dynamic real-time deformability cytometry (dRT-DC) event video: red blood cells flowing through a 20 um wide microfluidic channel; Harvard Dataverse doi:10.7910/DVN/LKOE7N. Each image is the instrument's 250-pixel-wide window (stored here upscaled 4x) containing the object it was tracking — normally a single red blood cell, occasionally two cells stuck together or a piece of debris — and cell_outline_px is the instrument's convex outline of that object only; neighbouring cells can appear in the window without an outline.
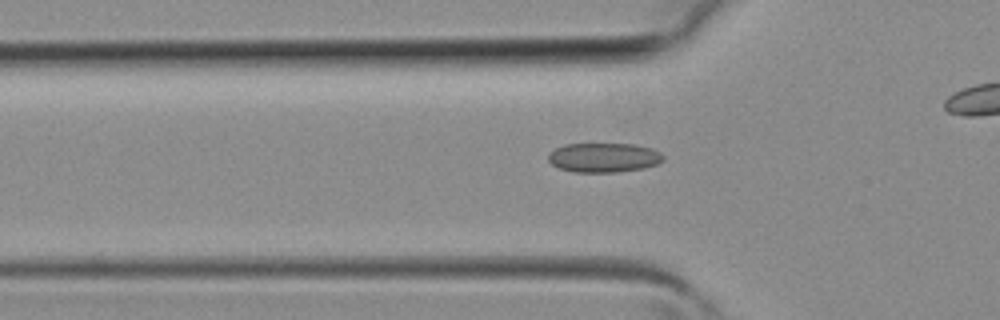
{"species": "common noctule bat (a hibernating species)", "species_latin": "Nyctalus noctula", "temperature_condition": "room temperature", "stored_images_in_passage": 21, "camera_frame_rate_fps": 3000, "um_per_image_px": 0.085, "animal": {"sex": "female", "body_mass_g": 19.3, "forearm_length_mm": 54.1}, "frame": {"image": 1, "passage_image": 2, "time_ms": 0.333, "image_size_px": [1000, 320], "cell_outline_px": [[664, 160], [656, 164], [644, 168], [616, 172], [572, 172], [560, 168], [552, 164], [548, 160], [548, 152], [564, 144], [636, 144], [652, 148], [660, 152], [664, 156]], "centroid_in_image_um": [51.32, 13.39], "position_along_channel_um": 74.5, "area_um2": 19.83}}
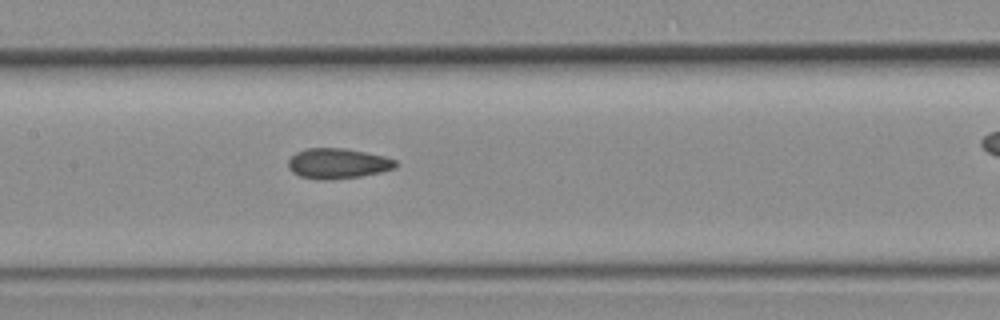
{"frame": {"image": 2, "passage_image": 8, "time_ms": 2.333, "image_size_px": [1000, 320], "cell_outline_px": [[396, 168], [380, 172], [360, 176], [332, 180], [320, 180], [300, 176], [292, 172], [288, 168], [288, 160], [296, 152], [308, 148], [344, 148], [384, 156], [396, 160]], "centroid_in_image_um": [28.69, 13.9], "position_along_channel_um": 178.7, "area_um2": 18.96}}
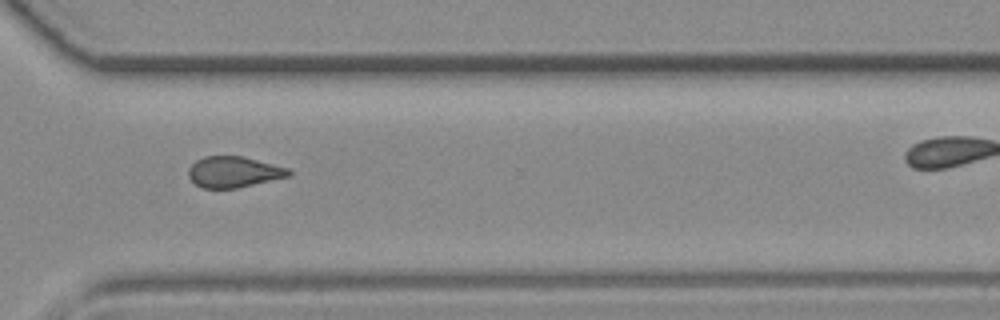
{"frame": {"image": 3, "passage_image": 18, "time_ms": 5.667, "image_size_px": [1000, 320], "cell_outline_px": [[292, 172], [288, 176], [236, 188], [204, 188], [196, 184], [188, 176], [188, 168], [196, 160], [204, 156], [244, 156], [288, 168]], "centroid_in_image_um": [19.84, 14.6], "position_along_channel_um": 350.8, "area_um2": 17.92}}